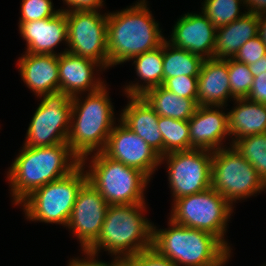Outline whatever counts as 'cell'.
<instances>
[{
    "label": "cell",
    "instance_id": "8",
    "mask_svg": "<svg viewBox=\"0 0 266 266\" xmlns=\"http://www.w3.org/2000/svg\"><path fill=\"white\" fill-rule=\"evenodd\" d=\"M173 202L169 218L171 221L211 233L231 251L224 235L234 207L221 194L210 187L203 192L175 199Z\"/></svg>",
    "mask_w": 266,
    "mask_h": 266
},
{
    "label": "cell",
    "instance_id": "6",
    "mask_svg": "<svg viewBox=\"0 0 266 266\" xmlns=\"http://www.w3.org/2000/svg\"><path fill=\"white\" fill-rule=\"evenodd\" d=\"M87 181L109 205L145 203L144 190L150 178L142 171L107 157L103 152L91 156Z\"/></svg>",
    "mask_w": 266,
    "mask_h": 266
},
{
    "label": "cell",
    "instance_id": "14",
    "mask_svg": "<svg viewBox=\"0 0 266 266\" xmlns=\"http://www.w3.org/2000/svg\"><path fill=\"white\" fill-rule=\"evenodd\" d=\"M109 204L88 181L77 194L67 226L87 250L100 234Z\"/></svg>",
    "mask_w": 266,
    "mask_h": 266
},
{
    "label": "cell",
    "instance_id": "27",
    "mask_svg": "<svg viewBox=\"0 0 266 266\" xmlns=\"http://www.w3.org/2000/svg\"><path fill=\"white\" fill-rule=\"evenodd\" d=\"M158 126L163 139V155L191 150L188 121L159 116Z\"/></svg>",
    "mask_w": 266,
    "mask_h": 266
},
{
    "label": "cell",
    "instance_id": "32",
    "mask_svg": "<svg viewBox=\"0 0 266 266\" xmlns=\"http://www.w3.org/2000/svg\"><path fill=\"white\" fill-rule=\"evenodd\" d=\"M162 86L180 97L197 99L198 76L180 75L178 77H171Z\"/></svg>",
    "mask_w": 266,
    "mask_h": 266
},
{
    "label": "cell",
    "instance_id": "29",
    "mask_svg": "<svg viewBox=\"0 0 266 266\" xmlns=\"http://www.w3.org/2000/svg\"><path fill=\"white\" fill-rule=\"evenodd\" d=\"M242 3L244 4V0H205L202 5V13L216 28H220L245 14L239 13Z\"/></svg>",
    "mask_w": 266,
    "mask_h": 266
},
{
    "label": "cell",
    "instance_id": "33",
    "mask_svg": "<svg viewBox=\"0 0 266 266\" xmlns=\"http://www.w3.org/2000/svg\"><path fill=\"white\" fill-rule=\"evenodd\" d=\"M266 55V45L255 36L248 40L235 54L233 59L251 65Z\"/></svg>",
    "mask_w": 266,
    "mask_h": 266
},
{
    "label": "cell",
    "instance_id": "16",
    "mask_svg": "<svg viewBox=\"0 0 266 266\" xmlns=\"http://www.w3.org/2000/svg\"><path fill=\"white\" fill-rule=\"evenodd\" d=\"M219 108L224 109L223 106H198L188 120L191 149L216 151L224 148L222 140L230 136L228 114Z\"/></svg>",
    "mask_w": 266,
    "mask_h": 266
},
{
    "label": "cell",
    "instance_id": "26",
    "mask_svg": "<svg viewBox=\"0 0 266 266\" xmlns=\"http://www.w3.org/2000/svg\"><path fill=\"white\" fill-rule=\"evenodd\" d=\"M203 58L187 50L163 42V83L171 77L180 75L198 76Z\"/></svg>",
    "mask_w": 266,
    "mask_h": 266
},
{
    "label": "cell",
    "instance_id": "21",
    "mask_svg": "<svg viewBox=\"0 0 266 266\" xmlns=\"http://www.w3.org/2000/svg\"><path fill=\"white\" fill-rule=\"evenodd\" d=\"M127 98L130 101L122 110L119 120L163 156V139L158 126L159 115L142 96Z\"/></svg>",
    "mask_w": 266,
    "mask_h": 266
},
{
    "label": "cell",
    "instance_id": "30",
    "mask_svg": "<svg viewBox=\"0 0 266 266\" xmlns=\"http://www.w3.org/2000/svg\"><path fill=\"white\" fill-rule=\"evenodd\" d=\"M228 75L232 98L234 100L247 98L254 81L249 66L233 58H228Z\"/></svg>",
    "mask_w": 266,
    "mask_h": 266
},
{
    "label": "cell",
    "instance_id": "25",
    "mask_svg": "<svg viewBox=\"0 0 266 266\" xmlns=\"http://www.w3.org/2000/svg\"><path fill=\"white\" fill-rule=\"evenodd\" d=\"M135 69L143 84L131 83L125 87L128 96H141L148 89L163 85V44L155 50L145 52L134 58Z\"/></svg>",
    "mask_w": 266,
    "mask_h": 266
},
{
    "label": "cell",
    "instance_id": "20",
    "mask_svg": "<svg viewBox=\"0 0 266 266\" xmlns=\"http://www.w3.org/2000/svg\"><path fill=\"white\" fill-rule=\"evenodd\" d=\"M231 97L227 59H204L198 75V106H226Z\"/></svg>",
    "mask_w": 266,
    "mask_h": 266
},
{
    "label": "cell",
    "instance_id": "18",
    "mask_svg": "<svg viewBox=\"0 0 266 266\" xmlns=\"http://www.w3.org/2000/svg\"><path fill=\"white\" fill-rule=\"evenodd\" d=\"M19 31L27 53L55 55L54 48L62 41L67 43V17L60 11L51 18L19 23Z\"/></svg>",
    "mask_w": 266,
    "mask_h": 266
},
{
    "label": "cell",
    "instance_id": "10",
    "mask_svg": "<svg viewBox=\"0 0 266 266\" xmlns=\"http://www.w3.org/2000/svg\"><path fill=\"white\" fill-rule=\"evenodd\" d=\"M43 97L29 124L24 146L49 147L67 143L70 129L71 97L64 92Z\"/></svg>",
    "mask_w": 266,
    "mask_h": 266
},
{
    "label": "cell",
    "instance_id": "7",
    "mask_svg": "<svg viewBox=\"0 0 266 266\" xmlns=\"http://www.w3.org/2000/svg\"><path fill=\"white\" fill-rule=\"evenodd\" d=\"M80 164L70 174L36 189L20 204L28 220L67 226L77 194L87 182Z\"/></svg>",
    "mask_w": 266,
    "mask_h": 266
},
{
    "label": "cell",
    "instance_id": "12",
    "mask_svg": "<svg viewBox=\"0 0 266 266\" xmlns=\"http://www.w3.org/2000/svg\"><path fill=\"white\" fill-rule=\"evenodd\" d=\"M212 156L213 151L205 149L176 151L161 156V164L167 160L168 181L174 200L211 187Z\"/></svg>",
    "mask_w": 266,
    "mask_h": 266
},
{
    "label": "cell",
    "instance_id": "11",
    "mask_svg": "<svg viewBox=\"0 0 266 266\" xmlns=\"http://www.w3.org/2000/svg\"><path fill=\"white\" fill-rule=\"evenodd\" d=\"M67 17L68 52L90 59L108 68L107 21L106 15L98 11H69ZM104 68V69H103Z\"/></svg>",
    "mask_w": 266,
    "mask_h": 266
},
{
    "label": "cell",
    "instance_id": "5",
    "mask_svg": "<svg viewBox=\"0 0 266 266\" xmlns=\"http://www.w3.org/2000/svg\"><path fill=\"white\" fill-rule=\"evenodd\" d=\"M169 228L153 224L152 248L177 266H225L231 251L213 234L169 220Z\"/></svg>",
    "mask_w": 266,
    "mask_h": 266
},
{
    "label": "cell",
    "instance_id": "24",
    "mask_svg": "<svg viewBox=\"0 0 266 266\" xmlns=\"http://www.w3.org/2000/svg\"><path fill=\"white\" fill-rule=\"evenodd\" d=\"M161 117L188 121L195 113L197 99L183 98L162 85L148 89L141 95Z\"/></svg>",
    "mask_w": 266,
    "mask_h": 266
},
{
    "label": "cell",
    "instance_id": "3",
    "mask_svg": "<svg viewBox=\"0 0 266 266\" xmlns=\"http://www.w3.org/2000/svg\"><path fill=\"white\" fill-rule=\"evenodd\" d=\"M145 204L109 205L98 239L87 250L98 255L103 248L123 263L152 248L153 224L143 216Z\"/></svg>",
    "mask_w": 266,
    "mask_h": 266
},
{
    "label": "cell",
    "instance_id": "31",
    "mask_svg": "<svg viewBox=\"0 0 266 266\" xmlns=\"http://www.w3.org/2000/svg\"><path fill=\"white\" fill-rule=\"evenodd\" d=\"M60 9L53 11L51 0H22L19 23L54 17Z\"/></svg>",
    "mask_w": 266,
    "mask_h": 266
},
{
    "label": "cell",
    "instance_id": "1",
    "mask_svg": "<svg viewBox=\"0 0 266 266\" xmlns=\"http://www.w3.org/2000/svg\"><path fill=\"white\" fill-rule=\"evenodd\" d=\"M81 159L67 143L49 147H27L14 159L7 178L15 205L36 189L73 172Z\"/></svg>",
    "mask_w": 266,
    "mask_h": 266
},
{
    "label": "cell",
    "instance_id": "9",
    "mask_svg": "<svg viewBox=\"0 0 266 266\" xmlns=\"http://www.w3.org/2000/svg\"><path fill=\"white\" fill-rule=\"evenodd\" d=\"M211 187L232 206L266 189L256 169L231 145L213 151Z\"/></svg>",
    "mask_w": 266,
    "mask_h": 266
},
{
    "label": "cell",
    "instance_id": "37",
    "mask_svg": "<svg viewBox=\"0 0 266 266\" xmlns=\"http://www.w3.org/2000/svg\"><path fill=\"white\" fill-rule=\"evenodd\" d=\"M84 254L86 255L83 259H77L74 258L71 261H69L68 266H116V262L112 261V263H105L102 261L96 260L95 256H97L95 253L89 252L88 250H82Z\"/></svg>",
    "mask_w": 266,
    "mask_h": 266
},
{
    "label": "cell",
    "instance_id": "35",
    "mask_svg": "<svg viewBox=\"0 0 266 266\" xmlns=\"http://www.w3.org/2000/svg\"><path fill=\"white\" fill-rule=\"evenodd\" d=\"M250 101L266 104V72L254 77L253 85L247 96Z\"/></svg>",
    "mask_w": 266,
    "mask_h": 266
},
{
    "label": "cell",
    "instance_id": "17",
    "mask_svg": "<svg viewBox=\"0 0 266 266\" xmlns=\"http://www.w3.org/2000/svg\"><path fill=\"white\" fill-rule=\"evenodd\" d=\"M58 54L60 92L72 98L86 91L95 92L105 85L102 80L95 79L93 75L95 68L100 67L97 62L72 54L67 50Z\"/></svg>",
    "mask_w": 266,
    "mask_h": 266
},
{
    "label": "cell",
    "instance_id": "13",
    "mask_svg": "<svg viewBox=\"0 0 266 266\" xmlns=\"http://www.w3.org/2000/svg\"><path fill=\"white\" fill-rule=\"evenodd\" d=\"M109 134L105 149L102 151L112 160L136 168L149 178L161 164V156L141 137L126 127L121 121Z\"/></svg>",
    "mask_w": 266,
    "mask_h": 266
},
{
    "label": "cell",
    "instance_id": "34",
    "mask_svg": "<svg viewBox=\"0 0 266 266\" xmlns=\"http://www.w3.org/2000/svg\"><path fill=\"white\" fill-rule=\"evenodd\" d=\"M122 264L124 266H177L161 256L154 248L141 251L127 258Z\"/></svg>",
    "mask_w": 266,
    "mask_h": 266
},
{
    "label": "cell",
    "instance_id": "23",
    "mask_svg": "<svg viewBox=\"0 0 266 266\" xmlns=\"http://www.w3.org/2000/svg\"><path fill=\"white\" fill-rule=\"evenodd\" d=\"M234 101L237 106L227 113L229 134L233 136L230 145L241 138L266 133V104L247 98Z\"/></svg>",
    "mask_w": 266,
    "mask_h": 266
},
{
    "label": "cell",
    "instance_id": "19",
    "mask_svg": "<svg viewBox=\"0 0 266 266\" xmlns=\"http://www.w3.org/2000/svg\"><path fill=\"white\" fill-rule=\"evenodd\" d=\"M59 54L25 52L18 60L22 80L38 97L59 91Z\"/></svg>",
    "mask_w": 266,
    "mask_h": 266
},
{
    "label": "cell",
    "instance_id": "41",
    "mask_svg": "<svg viewBox=\"0 0 266 266\" xmlns=\"http://www.w3.org/2000/svg\"><path fill=\"white\" fill-rule=\"evenodd\" d=\"M116 266H124L122 263H117Z\"/></svg>",
    "mask_w": 266,
    "mask_h": 266
},
{
    "label": "cell",
    "instance_id": "2",
    "mask_svg": "<svg viewBox=\"0 0 266 266\" xmlns=\"http://www.w3.org/2000/svg\"><path fill=\"white\" fill-rule=\"evenodd\" d=\"M161 30L145 0L124 10L108 13V67L160 47L166 40Z\"/></svg>",
    "mask_w": 266,
    "mask_h": 266
},
{
    "label": "cell",
    "instance_id": "36",
    "mask_svg": "<svg viewBox=\"0 0 266 266\" xmlns=\"http://www.w3.org/2000/svg\"><path fill=\"white\" fill-rule=\"evenodd\" d=\"M64 4L68 5L69 9H60L63 12L69 11H98L103 6V0H63ZM71 8V9H70Z\"/></svg>",
    "mask_w": 266,
    "mask_h": 266
},
{
    "label": "cell",
    "instance_id": "22",
    "mask_svg": "<svg viewBox=\"0 0 266 266\" xmlns=\"http://www.w3.org/2000/svg\"><path fill=\"white\" fill-rule=\"evenodd\" d=\"M258 15L250 12L237 20L217 28L213 59L233 58L251 38L258 36Z\"/></svg>",
    "mask_w": 266,
    "mask_h": 266
},
{
    "label": "cell",
    "instance_id": "38",
    "mask_svg": "<svg viewBox=\"0 0 266 266\" xmlns=\"http://www.w3.org/2000/svg\"><path fill=\"white\" fill-rule=\"evenodd\" d=\"M248 12L260 15L266 13V0H244Z\"/></svg>",
    "mask_w": 266,
    "mask_h": 266
},
{
    "label": "cell",
    "instance_id": "4",
    "mask_svg": "<svg viewBox=\"0 0 266 266\" xmlns=\"http://www.w3.org/2000/svg\"><path fill=\"white\" fill-rule=\"evenodd\" d=\"M106 85L87 93L84 101L79 95L71 98L72 108L67 144L85 166L87 156L93 151L102 152L109 134L116 124L114 109Z\"/></svg>",
    "mask_w": 266,
    "mask_h": 266
},
{
    "label": "cell",
    "instance_id": "39",
    "mask_svg": "<svg viewBox=\"0 0 266 266\" xmlns=\"http://www.w3.org/2000/svg\"><path fill=\"white\" fill-rule=\"evenodd\" d=\"M248 66L253 77L259 76L260 73L266 72V55Z\"/></svg>",
    "mask_w": 266,
    "mask_h": 266
},
{
    "label": "cell",
    "instance_id": "40",
    "mask_svg": "<svg viewBox=\"0 0 266 266\" xmlns=\"http://www.w3.org/2000/svg\"><path fill=\"white\" fill-rule=\"evenodd\" d=\"M258 37L266 45V13L258 15Z\"/></svg>",
    "mask_w": 266,
    "mask_h": 266
},
{
    "label": "cell",
    "instance_id": "28",
    "mask_svg": "<svg viewBox=\"0 0 266 266\" xmlns=\"http://www.w3.org/2000/svg\"><path fill=\"white\" fill-rule=\"evenodd\" d=\"M233 146L266 183V133L241 138Z\"/></svg>",
    "mask_w": 266,
    "mask_h": 266
},
{
    "label": "cell",
    "instance_id": "15",
    "mask_svg": "<svg viewBox=\"0 0 266 266\" xmlns=\"http://www.w3.org/2000/svg\"><path fill=\"white\" fill-rule=\"evenodd\" d=\"M216 30L214 24L203 13H187L174 25L171 40L168 42L203 59H213Z\"/></svg>",
    "mask_w": 266,
    "mask_h": 266
}]
</instances>
